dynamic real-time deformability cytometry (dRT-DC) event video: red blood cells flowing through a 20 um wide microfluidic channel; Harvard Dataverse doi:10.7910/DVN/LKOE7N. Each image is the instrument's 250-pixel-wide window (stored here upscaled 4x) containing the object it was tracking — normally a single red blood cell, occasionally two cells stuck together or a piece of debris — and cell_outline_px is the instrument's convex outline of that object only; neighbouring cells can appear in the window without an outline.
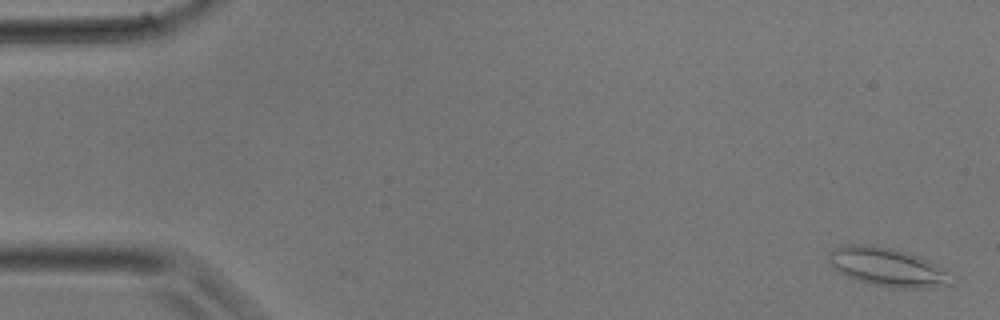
{"species": "common noctule bat (a hibernating species)", "species_latin": "Nyctalus noctula", "temperature_condition": "room temperature", "stored_images_in_passage": 36, "camera_frame_rate_fps": 3000, "um_per_image_px": 0.085, "animal": {"sex": "male", "body_mass_g": 17.9}, "frame": {"image": 1, "passage_image": 1, "time_ms": 0.0, "image_size_px": [1000, 320], "cell_outline_px": [[952, 284], [932, 288], [892, 288], [872, 284], [856, 280], [840, 272], [828, 260], [828, 252], [832, 248], [848, 244], [872, 244], [892, 248], [908, 252], [920, 256], [928, 260], [944, 272]], "centroid_in_image_um": [75.36, 22.68], "position_along_channel_um": 9.6, "area_um2": 27.28}}
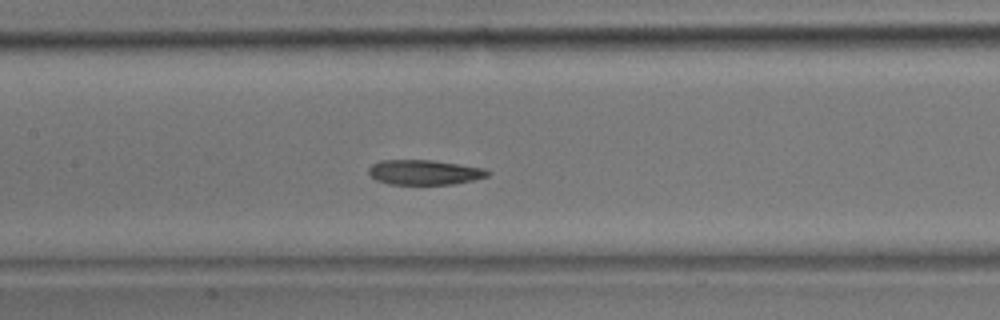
{"frame": {"image": 2, "passage_image": 17, "time_ms": 5.333, "image_size_px": [1000, 320], "cell_outline_px": [[492, 172], [488, 176], [472, 180], [452, 184], [388, 184], [376, 180], [368, 172], [368, 168], [372, 164], [380, 160], [432, 160], [460, 164], [484, 168]], "centroid_in_image_um": [36.07, 14.64], "position_along_channel_um": 171.3, "area_um2": 17.28}}
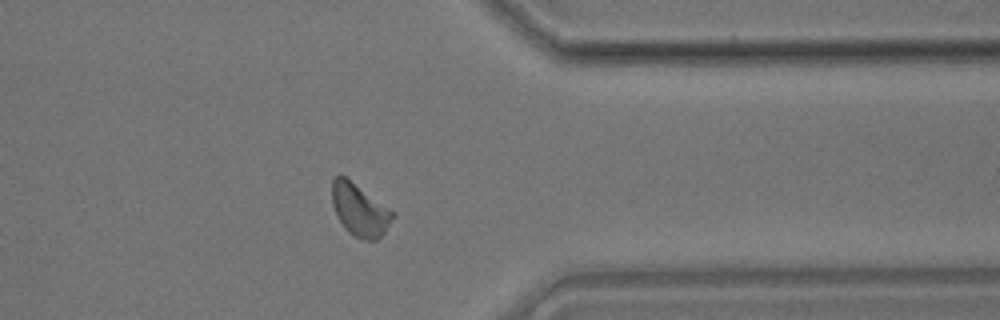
{"frame": {"image": 3, "passage_image": 29, "time_ms": 9.333, "image_size_px": [1000, 320], "cell_outline_px": [[396, 212], [384, 232], [376, 240], [360, 240], [352, 236], [344, 228], [336, 216], [332, 204], [332, 180], [336, 176], [344, 176]], "centroid_in_image_um": [30.56, 17.87], "position_along_channel_um": 380.8, "area_um2": 18.5}}